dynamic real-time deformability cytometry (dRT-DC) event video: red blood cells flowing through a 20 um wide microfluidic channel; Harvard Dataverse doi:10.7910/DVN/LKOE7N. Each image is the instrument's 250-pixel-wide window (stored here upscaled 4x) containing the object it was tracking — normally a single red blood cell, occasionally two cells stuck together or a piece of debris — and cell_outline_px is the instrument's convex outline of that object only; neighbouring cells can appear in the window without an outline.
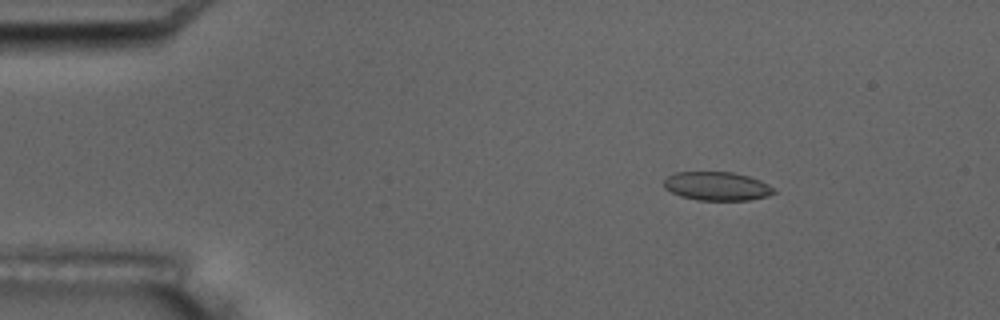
{"species": "common noctule bat (a hibernating species)", "species_latin": "Nyctalus noctula", "temperature_condition": "room temperature", "stored_images_in_passage": 4, "camera_frame_rate_fps": 3000, "um_per_image_px": 0.085, "animal": {"sex": "male", "body_mass_g": 17.5, "forearm_length_mm": 52.3}, "frame": {"image": 1, "passage_image": 2, "time_ms": 1.333, "image_size_px": [1000, 320], "cell_outline_px": [[776, 192], [768, 196], [748, 200], [696, 200], [680, 196], [664, 188], [664, 180], [668, 176], [676, 172], [732, 172], [748, 176], [760, 180], [768, 184]], "centroid_in_image_um": [60.93, 15.82], "position_along_channel_um": 24.1, "area_um2": 18.32}}